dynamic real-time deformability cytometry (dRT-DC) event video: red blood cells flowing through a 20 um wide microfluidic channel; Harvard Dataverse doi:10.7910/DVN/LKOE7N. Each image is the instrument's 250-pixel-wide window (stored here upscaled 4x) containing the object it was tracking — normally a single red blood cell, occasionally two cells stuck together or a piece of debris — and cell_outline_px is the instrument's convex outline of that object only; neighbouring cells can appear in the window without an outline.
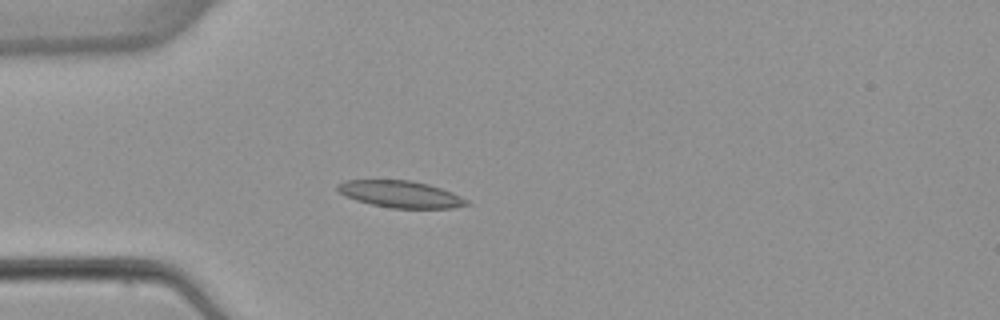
{"species": "common noctule bat (a hibernating species)", "species_latin": "Nyctalus noctula", "temperature_condition": "warm", "stored_images_in_passage": 4, "camera_frame_rate_fps": 3000, "um_per_image_px": 0.085, "animal": {"sex": "female", "body_mass_g": 22.7, "forearm_length_mm": 54.2}, "frame": {"image": 1, "passage_image": 4, "time_ms": 4.0, "image_size_px": [1000, 320], "cell_outline_px": [[472, 204], [452, 208], [392, 208], [372, 204], [356, 200], [340, 192], [336, 188], [336, 184], [344, 180], [412, 180], [428, 184], [452, 192], [468, 200]], "centroid_in_image_um": [34.07, 16.5], "position_along_channel_um": 50.9, "area_um2": 20.11}}